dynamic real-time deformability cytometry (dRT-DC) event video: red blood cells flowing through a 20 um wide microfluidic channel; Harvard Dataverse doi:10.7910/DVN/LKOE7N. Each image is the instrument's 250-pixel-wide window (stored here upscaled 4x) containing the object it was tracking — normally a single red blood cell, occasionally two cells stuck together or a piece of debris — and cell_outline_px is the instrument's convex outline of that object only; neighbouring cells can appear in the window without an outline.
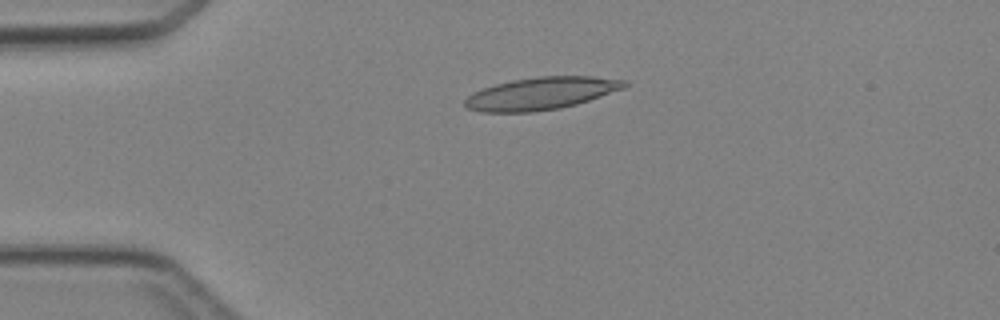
{"species": "Egyptian fruit bat (a non-hibernating species)", "species_latin": "Rousettus aegyptiacus", "temperature_condition": "cold", "stored_images_in_passage": 4, "camera_frame_rate_fps": 3000, "um_per_image_px": 0.085, "animal": {"sex": "female"}, "frame": {"image": 1, "passage_image": 3, "time_ms": 2.333, "image_size_px": [1000, 320], "cell_outline_px": [[628, 84], [624, 88], [576, 104], [560, 108], [532, 112], [480, 112], [468, 108], [464, 104], [464, 100], [472, 92], [496, 84], [512, 80], [536, 76], [592, 76], [624, 80]], "centroid_in_image_um": [45.97, 7.94], "position_along_channel_um": 39.0, "area_um2": 30.0}}